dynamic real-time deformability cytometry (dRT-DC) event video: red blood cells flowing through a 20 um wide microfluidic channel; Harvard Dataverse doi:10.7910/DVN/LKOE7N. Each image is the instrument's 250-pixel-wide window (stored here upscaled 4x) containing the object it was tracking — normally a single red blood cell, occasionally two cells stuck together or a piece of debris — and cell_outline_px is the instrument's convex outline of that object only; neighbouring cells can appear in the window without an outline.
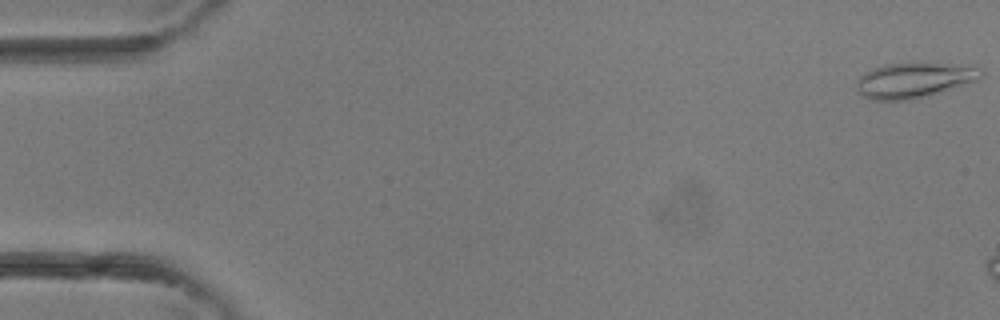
{"species": "common noctule bat (a hibernating species)", "species_latin": "Nyctalus noctula", "temperature_condition": "room temperature", "stored_images_in_passage": 3, "camera_frame_rate_fps": 3000, "um_per_image_px": 0.085, "animal": {"sex": "female"}, "frame": {"image": 1, "passage_image": 1, "time_ms": 0.0, "image_size_px": [1000, 320], "cell_outline_px": [[984, 72], [976, 80], [928, 96], [908, 100], [872, 100], [856, 92], [856, 80], [864, 72], [872, 68], [884, 64], [916, 60], [980, 68]], "centroid_in_image_um": [77.61, 6.78], "position_along_channel_um": 7.4, "area_um2": 26.07}}